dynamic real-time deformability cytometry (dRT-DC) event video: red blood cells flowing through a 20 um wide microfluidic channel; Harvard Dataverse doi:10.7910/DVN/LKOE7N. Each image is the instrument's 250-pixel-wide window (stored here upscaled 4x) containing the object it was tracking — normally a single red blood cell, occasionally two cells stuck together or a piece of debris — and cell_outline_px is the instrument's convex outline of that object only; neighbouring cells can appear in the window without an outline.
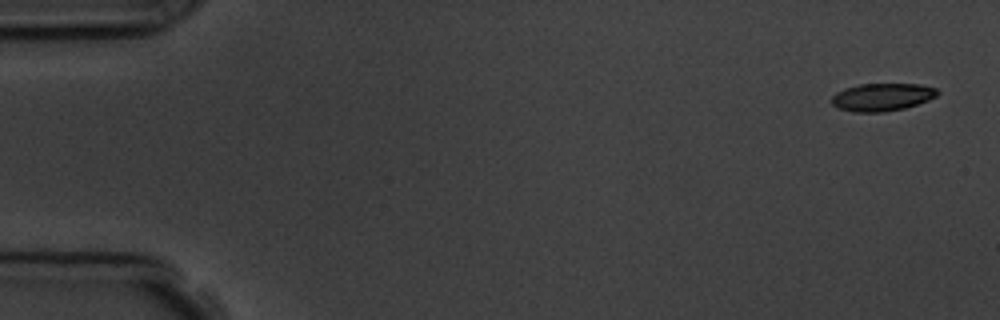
{"species": "common noctule bat (a hibernating species)", "species_latin": "Nyctalus noctula", "temperature_condition": "room temperature", "stored_images_in_passage": 4, "camera_frame_rate_fps": 3000, "um_per_image_px": 0.085, "animal": {"sex": "male", "body_mass_g": 19.5, "forearm_length_mm": 54.6}, "frame": {"image": 1, "passage_image": 1, "time_ms": 0.0, "image_size_px": [1000, 320], "cell_outline_px": [[940, 92], [936, 96], [928, 100], [904, 108], [884, 112], [856, 112], [836, 108], [832, 104], [832, 96], [836, 92], [844, 88], [860, 84], [920, 84], [936, 88]], "centroid_in_image_um": [74.96, 8.25], "position_along_channel_um": 10.0, "area_um2": 17.11}}
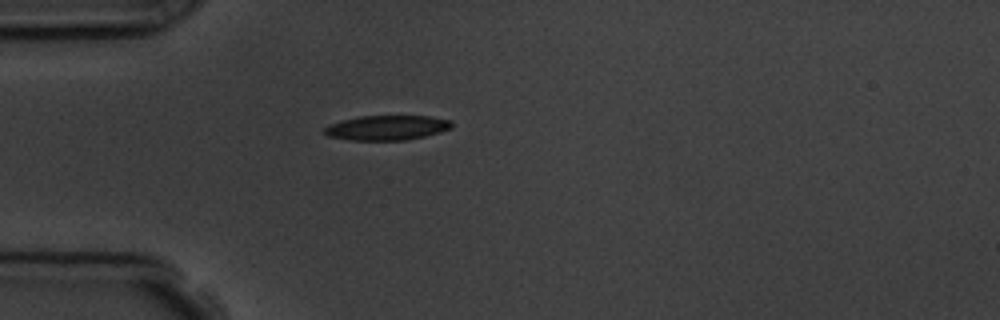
{"frame": {"image": 2, "passage_image": 4, "time_ms": 4.333, "image_size_px": [1000, 320], "cell_outline_px": [[452, 128], [440, 132], [408, 140], [348, 140], [328, 136], [324, 132], [324, 128], [328, 124], [360, 116], [432, 116], [452, 120]], "centroid_in_image_um": [32.91, 10.85], "position_along_channel_um": 52.1, "area_um2": 18.44}}